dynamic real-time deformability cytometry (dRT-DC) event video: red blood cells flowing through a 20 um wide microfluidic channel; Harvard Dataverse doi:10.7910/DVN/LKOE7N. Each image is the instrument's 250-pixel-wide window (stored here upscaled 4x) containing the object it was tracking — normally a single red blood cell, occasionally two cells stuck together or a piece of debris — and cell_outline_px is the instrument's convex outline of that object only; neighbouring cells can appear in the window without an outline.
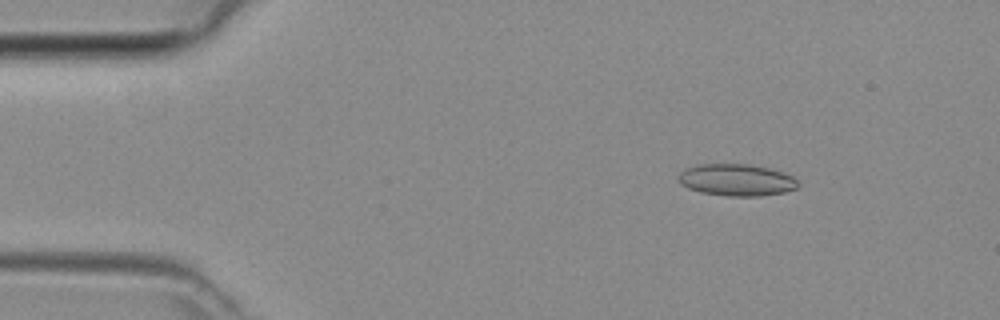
{"species": "common noctule bat (a hibernating species)", "species_latin": "Nyctalus noctula", "temperature_condition": "room temperature", "stored_images_in_passage": 12, "camera_frame_rate_fps": 3000, "um_per_image_px": 0.085, "animal": {"sex": "female", "body_mass_g": 29.2, "forearm_length_mm": 56.3}, "frame": {"image": 1, "passage_image": 6, "time_ms": 1.667, "image_size_px": [1000, 320], "cell_outline_px": [[800, 184], [796, 188], [784, 192], [760, 196], [728, 196], [700, 192], [688, 188], [680, 184], [676, 176], [684, 168], [696, 164], [744, 164], [768, 168], [784, 172], [792, 176]], "centroid_in_image_um": [62.56, 15.29], "position_along_channel_um": 22.4, "area_um2": 22.37}}